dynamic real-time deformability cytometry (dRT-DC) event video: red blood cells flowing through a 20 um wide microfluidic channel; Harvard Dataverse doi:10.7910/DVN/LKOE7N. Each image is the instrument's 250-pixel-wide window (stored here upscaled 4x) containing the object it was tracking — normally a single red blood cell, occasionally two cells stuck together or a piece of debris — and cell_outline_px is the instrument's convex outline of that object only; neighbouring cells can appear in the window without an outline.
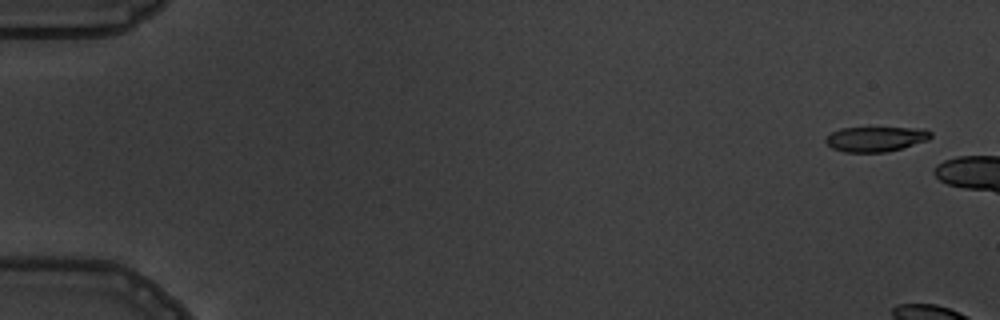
{"species": "common noctule bat (a hibernating species)", "species_latin": "Nyctalus noctula", "temperature_condition": "warm", "stored_images_in_passage": 8, "camera_frame_rate_fps": 3000, "um_per_image_px": 0.085, "animal": {"sex": "male", "body_mass_g": 19.5, "forearm_length_mm": 54.6}, "frame": {"image": 1, "passage_image": 1, "time_ms": 0.0, "image_size_px": [1000, 320], "cell_outline_px": [[932, 136], [928, 140], [888, 152], [844, 152], [832, 148], [824, 140], [832, 132], [840, 128], [924, 128], [932, 132]], "centroid_in_image_um": [74.45, 11.82], "position_along_channel_um": 10.5, "area_um2": 15.26}}